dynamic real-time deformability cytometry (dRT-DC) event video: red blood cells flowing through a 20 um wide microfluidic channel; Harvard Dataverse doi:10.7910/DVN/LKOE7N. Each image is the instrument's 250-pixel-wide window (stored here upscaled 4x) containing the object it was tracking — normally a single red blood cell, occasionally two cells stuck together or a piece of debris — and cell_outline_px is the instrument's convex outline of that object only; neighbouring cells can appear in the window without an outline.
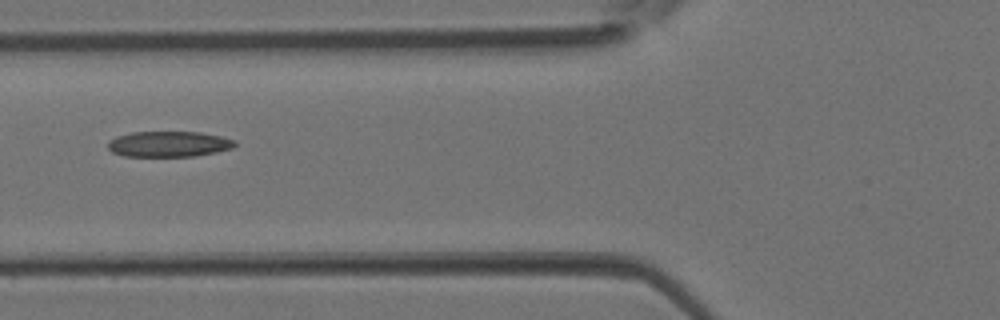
{"species": "Egyptian fruit bat (a non-hibernating species)", "species_latin": "Rousettus aegyptiacus", "temperature_condition": "room temperature", "stored_images_in_passage": 5, "camera_frame_rate_fps": 3000, "um_per_image_px": 0.085, "animal": {"sex": "female"}, "frame": {"image": 1, "passage_image": 5, "time_ms": 1.333, "image_size_px": [1000, 320], "cell_outline_px": [[236, 144], [232, 148], [216, 152], [196, 156], [124, 156], [112, 152], [108, 148], [108, 140], [116, 136], [132, 132], [200, 132], [220, 136], [236, 140]], "centroid_in_image_um": [14.34, 12.24], "position_along_channel_um": 111.5, "area_um2": 19.02}}